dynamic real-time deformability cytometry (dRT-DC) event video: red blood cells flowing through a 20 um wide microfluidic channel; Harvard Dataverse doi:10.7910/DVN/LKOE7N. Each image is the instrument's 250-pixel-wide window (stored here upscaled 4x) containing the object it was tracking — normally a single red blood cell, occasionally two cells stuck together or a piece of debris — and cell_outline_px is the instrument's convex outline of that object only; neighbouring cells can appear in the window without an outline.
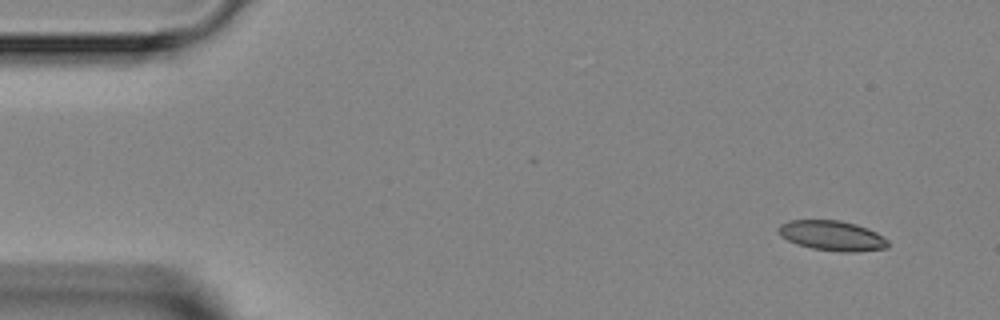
{"species": "Egyptian fruit bat (a non-hibernating species)", "species_latin": "Rousettus aegyptiacus", "temperature_condition": "room temperature", "stored_images_in_passage": 4, "camera_frame_rate_fps": 3000, "um_per_image_px": 0.085, "animal": {"sex": "female"}, "frame": {"image": 1, "passage_image": 1, "time_ms": 0.0, "image_size_px": [1000, 320], "cell_outline_px": [[888, 248], [852, 252], [840, 252], [812, 248], [796, 244], [780, 236], [780, 224], [788, 220], [840, 220], [856, 224], [868, 228], [876, 232], [888, 240]], "centroid_in_image_um": [70.75, 20.03], "position_along_channel_um": 14.3, "area_um2": 19.13}}
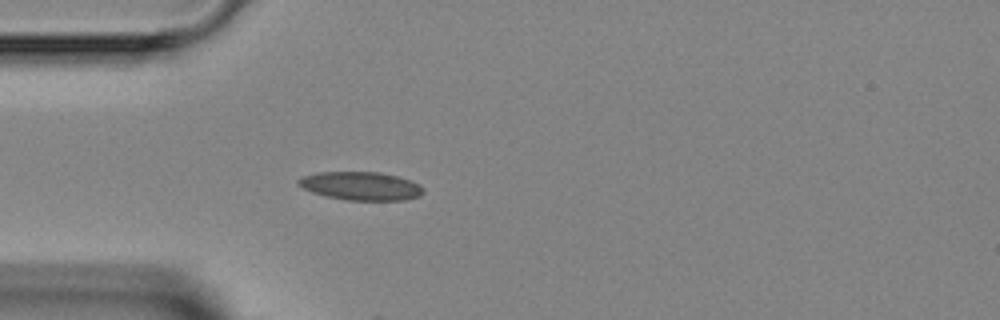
{"frame": {"image": 2, "passage_image": 4, "time_ms": 3.333, "image_size_px": [1000, 320], "cell_outline_px": [[424, 192], [420, 196], [404, 200], [348, 200], [328, 196], [312, 192], [296, 184], [296, 180], [304, 176], [316, 172], [380, 172], [396, 176], [420, 184], [424, 188]], "centroid_in_image_um": [30.68, 15.8], "position_along_channel_um": 54.3, "area_um2": 20.58}}